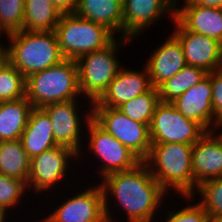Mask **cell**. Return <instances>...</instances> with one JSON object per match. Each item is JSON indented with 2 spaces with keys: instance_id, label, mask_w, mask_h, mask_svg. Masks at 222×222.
Here are the masks:
<instances>
[{
  "instance_id": "1",
  "label": "cell",
  "mask_w": 222,
  "mask_h": 222,
  "mask_svg": "<svg viewBox=\"0 0 222 222\" xmlns=\"http://www.w3.org/2000/svg\"><path fill=\"white\" fill-rule=\"evenodd\" d=\"M100 185L104 193V211L107 222H116L113 221L114 214L110 211L112 204L109 203L111 202H114V205L115 202L117 203V206L122 209L120 212L124 210L127 222H153L156 212L159 208L162 209L160 206L164 203L165 196H168L143 161L131 170L105 176ZM109 195L115 200L111 201Z\"/></svg>"
},
{
  "instance_id": "2",
  "label": "cell",
  "mask_w": 222,
  "mask_h": 222,
  "mask_svg": "<svg viewBox=\"0 0 222 222\" xmlns=\"http://www.w3.org/2000/svg\"><path fill=\"white\" fill-rule=\"evenodd\" d=\"M192 148L180 143L151 145L143 162L167 193L173 189L174 194L193 196Z\"/></svg>"
},
{
  "instance_id": "3",
  "label": "cell",
  "mask_w": 222,
  "mask_h": 222,
  "mask_svg": "<svg viewBox=\"0 0 222 222\" xmlns=\"http://www.w3.org/2000/svg\"><path fill=\"white\" fill-rule=\"evenodd\" d=\"M6 37L9 63L25 78L64 60L55 31L21 30Z\"/></svg>"
},
{
  "instance_id": "4",
  "label": "cell",
  "mask_w": 222,
  "mask_h": 222,
  "mask_svg": "<svg viewBox=\"0 0 222 222\" xmlns=\"http://www.w3.org/2000/svg\"><path fill=\"white\" fill-rule=\"evenodd\" d=\"M25 97L33 108L80 99L82 95L76 60L64 59L57 65L28 76Z\"/></svg>"
},
{
  "instance_id": "5",
  "label": "cell",
  "mask_w": 222,
  "mask_h": 222,
  "mask_svg": "<svg viewBox=\"0 0 222 222\" xmlns=\"http://www.w3.org/2000/svg\"><path fill=\"white\" fill-rule=\"evenodd\" d=\"M118 39L115 38L103 49L86 53L76 60L79 90L81 95L89 100L90 106L102 96L121 69V62L117 58V53H120L118 50L133 41L130 38Z\"/></svg>"
},
{
  "instance_id": "6",
  "label": "cell",
  "mask_w": 222,
  "mask_h": 222,
  "mask_svg": "<svg viewBox=\"0 0 222 222\" xmlns=\"http://www.w3.org/2000/svg\"><path fill=\"white\" fill-rule=\"evenodd\" d=\"M54 31L64 59L77 60L86 53L103 49L115 39L105 26L74 13L62 14Z\"/></svg>"
},
{
  "instance_id": "7",
  "label": "cell",
  "mask_w": 222,
  "mask_h": 222,
  "mask_svg": "<svg viewBox=\"0 0 222 222\" xmlns=\"http://www.w3.org/2000/svg\"><path fill=\"white\" fill-rule=\"evenodd\" d=\"M206 132L199 123L182 115L172 103L162 101L157 104L149 125L152 144L194 145Z\"/></svg>"
},
{
  "instance_id": "8",
  "label": "cell",
  "mask_w": 222,
  "mask_h": 222,
  "mask_svg": "<svg viewBox=\"0 0 222 222\" xmlns=\"http://www.w3.org/2000/svg\"><path fill=\"white\" fill-rule=\"evenodd\" d=\"M92 118L109 134L132 151L141 161L152 145L147 124L132 120L117 108L92 107Z\"/></svg>"
},
{
  "instance_id": "9",
  "label": "cell",
  "mask_w": 222,
  "mask_h": 222,
  "mask_svg": "<svg viewBox=\"0 0 222 222\" xmlns=\"http://www.w3.org/2000/svg\"><path fill=\"white\" fill-rule=\"evenodd\" d=\"M85 131L89 133V139L86 143L89 149V152H92V155L98 157L97 160L103 163L100 164L99 170L97 173L100 175V179H103L105 176L115 173L128 171L135 168L142 161L126 146L120 143L115 137L105 131L93 118L86 125ZM102 167V168H101ZM101 168V169H100ZM102 177V178H101Z\"/></svg>"
},
{
  "instance_id": "10",
  "label": "cell",
  "mask_w": 222,
  "mask_h": 222,
  "mask_svg": "<svg viewBox=\"0 0 222 222\" xmlns=\"http://www.w3.org/2000/svg\"><path fill=\"white\" fill-rule=\"evenodd\" d=\"M78 103V99H73L66 102L50 104L43 107L42 109L50 117L53 136L57 145L68 147L78 155L82 156L83 153L81 150H83V148L81 147L84 145L81 146V142L83 139L82 137H85V135L82 134L84 133L82 130H86L84 125H88L93 116L92 106L88 105L90 110L88 108V110H86V114H84L85 110H79L80 106L78 105L80 104ZM81 112H83L84 116H80Z\"/></svg>"
},
{
  "instance_id": "11",
  "label": "cell",
  "mask_w": 222,
  "mask_h": 222,
  "mask_svg": "<svg viewBox=\"0 0 222 222\" xmlns=\"http://www.w3.org/2000/svg\"><path fill=\"white\" fill-rule=\"evenodd\" d=\"M80 156L72 149L57 145L41 154L33 157L30 162V173L27 181V188L33 190V194L46 192L54 185L63 181L67 176L71 160L80 159ZM33 188V189H30ZM51 188V189H50Z\"/></svg>"
},
{
  "instance_id": "12",
  "label": "cell",
  "mask_w": 222,
  "mask_h": 222,
  "mask_svg": "<svg viewBox=\"0 0 222 222\" xmlns=\"http://www.w3.org/2000/svg\"><path fill=\"white\" fill-rule=\"evenodd\" d=\"M44 217L46 222H107L100 184L76 192Z\"/></svg>"
},
{
  "instance_id": "13",
  "label": "cell",
  "mask_w": 222,
  "mask_h": 222,
  "mask_svg": "<svg viewBox=\"0 0 222 222\" xmlns=\"http://www.w3.org/2000/svg\"><path fill=\"white\" fill-rule=\"evenodd\" d=\"M180 0H123V38L136 37L167 14L171 22Z\"/></svg>"
},
{
  "instance_id": "14",
  "label": "cell",
  "mask_w": 222,
  "mask_h": 222,
  "mask_svg": "<svg viewBox=\"0 0 222 222\" xmlns=\"http://www.w3.org/2000/svg\"><path fill=\"white\" fill-rule=\"evenodd\" d=\"M171 33L180 43L186 64L210 73L222 69V43L205 35L187 30L176 18Z\"/></svg>"
},
{
  "instance_id": "15",
  "label": "cell",
  "mask_w": 222,
  "mask_h": 222,
  "mask_svg": "<svg viewBox=\"0 0 222 222\" xmlns=\"http://www.w3.org/2000/svg\"><path fill=\"white\" fill-rule=\"evenodd\" d=\"M216 130L207 131L192 148L193 196L203 182L222 177V136ZM193 197V198H192Z\"/></svg>"
},
{
  "instance_id": "16",
  "label": "cell",
  "mask_w": 222,
  "mask_h": 222,
  "mask_svg": "<svg viewBox=\"0 0 222 222\" xmlns=\"http://www.w3.org/2000/svg\"><path fill=\"white\" fill-rule=\"evenodd\" d=\"M143 70L121 68L92 107L117 108L124 102L148 92L153 86L145 66Z\"/></svg>"
},
{
  "instance_id": "17",
  "label": "cell",
  "mask_w": 222,
  "mask_h": 222,
  "mask_svg": "<svg viewBox=\"0 0 222 222\" xmlns=\"http://www.w3.org/2000/svg\"><path fill=\"white\" fill-rule=\"evenodd\" d=\"M187 119L199 123L206 131L215 130L212 87L207 75L172 102Z\"/></svg>"
},
{
  "instance_id": "18",
  "label": "cell",
  "mask_w": 222,
  "mask_h": 222,
  "mask_svg": "<svg viewBox=\"0 0 222 222\" xmlns=\"http://www.w3.org/2000/svg\"><path fill=\"white\" fill-rule=\"evenodd\" d=\"M169 35L167 40L163 41L164 43L151 52L149 59L145 62L154 88H158L186 65L181 43L172 34Z\"/></svg>"
},
{
  "instance_id": "19",
  "label": "cell",
  "mask_w": 222,
  "mask_h": 222,
  "mask_svg": "<svg viewBox=\"0 0 222 222\" xmlns=\"http://www.w3.org/2000/svg\"><path fill=\"white\" fill-rule=\"evenodd\" d=\"M177 5L175 18L189 31L222 43V8L191 4L184 0Z\"/></svg>"
},
{
  "instance_id": "20",
  "label": "cell",
  "mask_w": 222,
  "mask_h": 222,
  "mask_svg": "<svg viewBox=\"0 0 222 222\" xmlns=\"http://www.w3.org/2000/svg\"><path fill=\"white\" fill-rule=\"evenodd\" d=\"M73 13L105 26L114 35L120 33L123 38V3L120 0H78Z\"/></svg>"
},
{
  "instance_id": "21",
  "label": "cell",
  "mask_w": 222,
  "mask_h": 222,
  "mask_svg": "<svg viewBox=\"0 0 222 222\" xmlns=\"http://www.w3.org/2000/svg\"><path fill=\"white\" fill-rule=\"evenodd\" d=\"M20 140L30 159L57 146L50 117L42 108L32 109Z\"/></svg>"
},
{
  "instance_id": "22",
  "label": "cell",
  "mask_w": 222,
  "mask_h": 222,
  "mask_svg": "<svg viewBox=\"0 0 222 222\" xmlns=\"http://www.w3.org/2000/svg\"><path fill=\"white\" fill-rule=\"evenodd\" d=\"M32 109L26 97L0 102V142L21 139Z\"/></svg>"
},
{
  "instance_id": "23",
  "label": "cell",
  "mask_w": 222,
  "mask_h": 222,
  "mask_svg": "<svg viewBox=\"0 0 222 222\" xmlns=\"http://www.w3.org/2000/svg\"><path fill=\"white\" fill-rule=\"evenodd\" d=\"M30 162L20 139L0 142V174L27 184Z\"/></svg>"
},
{
  "instance_id": "24",
  "label": "cell",
  "mask_w": 222,
  "mask_h": 222,
  "mask_svg": "<svg viewBox=\"0 0 222 222\" xmlns=\"http://www.w3.org/2000/svg\"><path fill=\"white\" fill-rule=\"evenodd\" d=\"M61 16L51 0H25L22 30L54 31Z\"/></svg>"
},
{
  "instance_id": "25",
  "label": "cell",
  "mask_w": 222,
  "mask_h": 222,
  "mask_svg": "<svg viewBox=\"0 0 222 222\" xmlns=\"http://www.w3.org/2000/svg\"><path fill=\"white\" fill-rule=\"evenodd\" d=\"M207 74L208 72L204 69L186 64L176 75L158 87L160 101L172 103L184 92L203 80Z\"/></svg>"
},
{
  "instance_id": "26",
  "label": "cell",
  "mask_w": 222,
  "mask_h": 222,
  "mask_svg": "<svg viewBox=\"0 0 222 222\" xmlns=\"http://www.w3.org/2000/svg\"><path fill=\"white\" fill-rule=\"evenodd\" d=\"M159 102L158 88L152 87L148 92L124 102L117 109L132 120L149 126Z\"/></svg>"
},
{
  "instance_id": "27",
  "label": "cell",
  "mask_w": 222,
  "mask_h": 222,
  "mask_svg": "<svg viewBox=\"0 0 222 222\" xmlns=\"http://www.w3.org/2000/svg\"><path fill=\"white\" fill-rule=\"evenodd\" d=\"M26 78L10 63L0 72V102L25 97Z\"/></svg>"
},
{
  "instance_id": "28",
  "label": "cell",
  "mask_w": 222,
  "mask_h": 222,
  "mask_svg": "<svg viewBox=\"0 0 222 222\" xmlns=\"http://www.w3.org/2000/svg\"><path fill=\"white\" fill-rule=\"evenodd\" d=\"M25 0H0V32L11 34L23 29Z\"/></svg>"
},
{
  "instance_id": "29",
  "label": "cell",
  "mask_w": 222,
  "mask_h": 222,
  "mask_svg": "<svg viewBox=\"0 0 222 222\" xmlns=\"http://www.w3.org/2000/svg\"><path fill=\"white\" fill-rule=\"evenodd\" d=\"M27 189L24 181L0 174V209L7 215L13 207L16 210Z\"/></svg>"
},
{
  "instance_id": "30",
  "label": "cell",
  "mask_w": 222,
  "mask_h": 222,
  "mask_svg": "<svg viewBox=\"0 0 222 222\" xmlns=\"http://www.w3.org/2000/svg\"><path fill=\"white\" fill-rule=\"evenodd\" d=\"M196 192L201 196L198 202L209 218L222 216V177L203 182Z\"/></svg>"
},
{
  "instance_id": "31",
  "label": "cell",
  "mask_w": 222,
  "mask_h": 222,
  "mask_svg": "<svg viewBox=\"0 0 222 222\" xmlns=\"http://www.w3.org/2000/svg\"><path fill=\"white\" fill-rule=\"evenodd\" d=\"M195 203V204H194ZM189 204L177 211L170 209L165 222H209V216L199 202ZM163 221V222H164Z\"/></svg>"
},
{
  "instance_id": "32",
  "label": "cell",
  "mask_w": 222,
  "mask_h": 222,
  "mask_svg": "<svg viewBox=\"0 0 222 222\" xmlns=\"http://www.w3.org/2000/svg\"><path fill=\"white\" fill-rule=\"evenodd\" d=\"M212 87V106L215 116V129L222 119V69L207 74Z\"/></svg>"
},
{
  "instance_id": "33",
  "label": "cell",
  "mask_w": 222,
  "mask_h": 222,
  "mask_svg": "<svg viewBox=\"0 0 222 222\" xmlns=\"http://www.w3.org/2000/svg\"><path fill=\"white\" fill-rule=\"evenodd\" d=\"M62 14L73 13L78 0H51Z\"/></svg>"
},
{
  "instance_id": "34",
  "label": "cell",
  "mask_w": 222,
  "mask_h": 222,
  "mask_svg": "<svg viewBox=\"0 0 222 222\" xmlns=\"http://www.w3.org/2000/svg\"><path fill=\"white\" fill-rule=\"evenodd\" d=\"M191 4L207 7L222 8V0H188Z\"/></svg>"
},
{
  "instance_id": "35",
  "label": "cell",
  "mask_w": 222,
  "mask_h": 222,
  "mask_svg": "<svg viewBox=\"0 0 222 222\" xmlns=\"http://www.w3.org/2000/svg\"><path fill=\"white\" fill-rule=\"evenodd\" d=\"M9 63L8 52L5 48V45L0 47V72L4 69V67Z\"/></svg>"
},
{
  "instance_id": "36",
  "label": "cell",
  "mask_w": 222,
  "mask_h": 222,
  "mask_svg": "<svg viewBox=\"0 0 222 222\" xmlns=\"http://www.w3.org/2000/svg\"><path fill=\"white\" fill-rule=\"evenodd\" d=\"M6 219L8 221V215L0 209V222H6Z\"/></svg>"
},
{
  "instance_id": "37",
  "label": "cell",
  "mask_w": 222,
  "mask_h": 222,
  "mask_svg": "<svg viewBox=\"0 0 222 222\" xmlns=\"http://www.w3.org/2000/svg\"><path fill=\"white\" fill-rule=\"evenodd\" d=\"M209 222H222V216H216L213 218H209Z\"/></svg>"
},
{
  "instance_id": "38",
  "label": "cell",
  "mask_w": 222,
  "mask_h": 222,
  "mask_svg": "<svg viewBox=\"0 0 222 222\" xmlns=\"http://www.w3.org/2000/svg\"><path fill=\"white\" fill-rule=\"evenodd\" d=\"M218 129L219 130L222 129V119L218 122L215 130H218ZM219 134L222 136V130H221V132Z\"/></svg>"
},
{
  "instance_id": "39",
  "label": "cell",
  "mask_w": 222,
  "mask_h": 222,
  "mask_svg": "<svg viewBox=\"0 0 222 222\" xmlns=\"http://www.w3.org/2000/svg\"><path fill=\"white\" fill-rule=\"evenodd\" d=\"M0 37H2V34H1V32H0ZM1 42V41H0ZM2 46H4V44L2 43H0V47H2Z\"/></svg>"
}]
</instances>
